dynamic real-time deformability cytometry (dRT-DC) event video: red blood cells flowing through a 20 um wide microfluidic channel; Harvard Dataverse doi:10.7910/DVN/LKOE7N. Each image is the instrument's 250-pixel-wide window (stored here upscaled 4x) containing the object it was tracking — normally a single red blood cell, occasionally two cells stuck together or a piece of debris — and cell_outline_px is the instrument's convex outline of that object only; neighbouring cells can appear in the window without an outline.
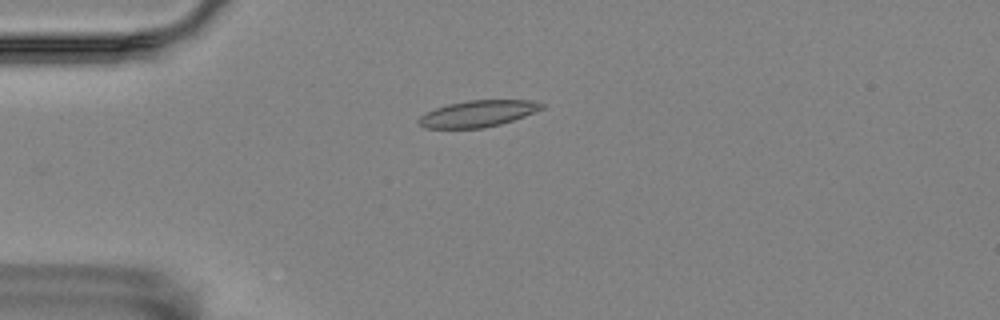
{"species": "Egyptian fruit bat (a non-hibernating species)", "species_latin": "Rousettus aegyptiacus", "temperature_condition": "room temperature", "stored_images_in_passage": 46, "camera_frame_rate_fps": 3000, "um_per_image_px": 0.085, "animal": {"sex": "female"}, "frame": {"image": 1, "passage_image": 4, "time_ms": 1.0, "image_size_px": [1000, 320], "cell_outline_px": [[544, 108], [524, 116], [500, 124], [484, 128], [424, 128], [416, 120], [420, 116], [436, 108], [448, 104], [468, 100], [532, 100], [544, 104]], "centroid_in_image_um": [40.62, 9.66], "position_along_channel_um": 44.4, "area_um2": 18.84}}
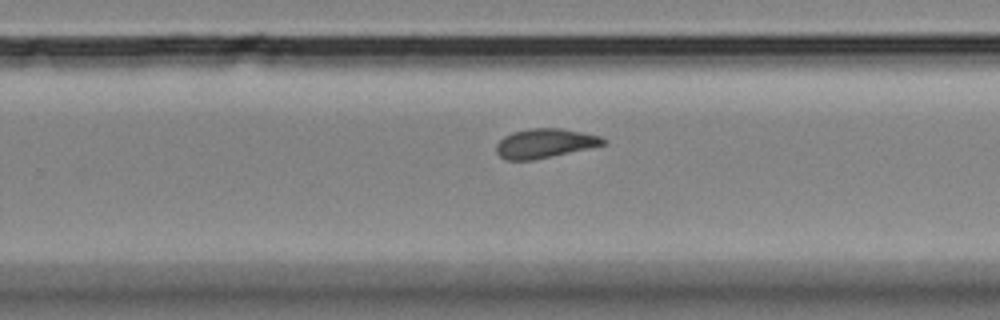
{"frame": {"image": 2, "passage_image": 26, "time_ms": 8.333, "image_size_px": [1000, 320], "cell_outline_px": [[608, 140], [604, 144], [588, 148], [552, 156], [532, 160], [504, 160], [496, 152], [496, 144], [504, 136], [512, 132], [532, 128], [560, 128], [600, 136]], "centroid_in_image_um": [46.27, 12.18], "position_along_channel_um": 283.5, "area_um2": 18.09}}
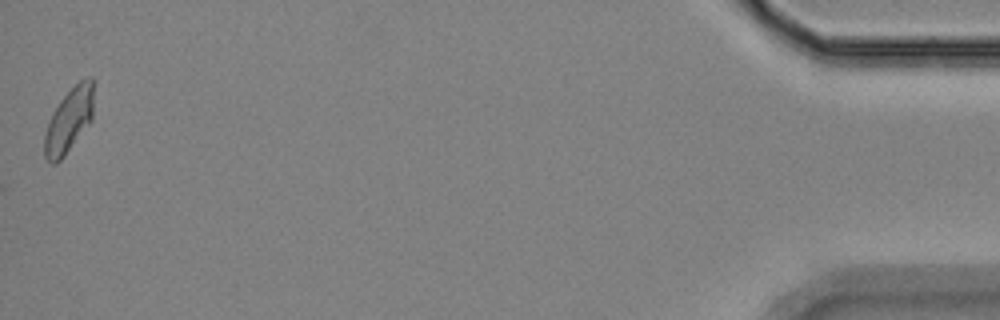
{"frame": {"image": 3, "passage_image": 46, "time_ms": 15.0, "image_size_px": [1000, 320], "cell_outline_px": [[92, 120], [64, 156], [56, 164], [52, 164], [44, 156], [44, 136], [48, 120], [52, 112], [60, 100], [80, 80], [88, 76], [92, 76]], "centroid_in_image_um": [5.83, 10.25], "position_along_channel_um": 429.4, "area_um2": 18.26}, "authors_computed_cell_mechanics": {"area_um2": 18.3804, "velocity_mm_per_s": 3.5268, "shape_relaxation_time_tau1_ms": 7.4508, "shape_relaxation_time_tau2_ms": 2.6958, "deformation_change_tau1": 0.1671, "deformation_change_tau2": 0.0858}}